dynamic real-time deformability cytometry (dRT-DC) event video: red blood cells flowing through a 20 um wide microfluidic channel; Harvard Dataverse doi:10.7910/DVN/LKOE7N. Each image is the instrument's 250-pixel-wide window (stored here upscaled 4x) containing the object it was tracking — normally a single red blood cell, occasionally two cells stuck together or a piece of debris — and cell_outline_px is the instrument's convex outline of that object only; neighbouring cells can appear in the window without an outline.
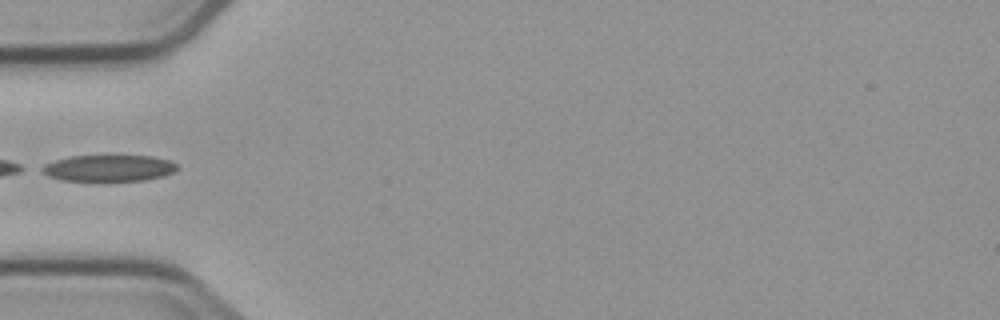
{"species": "common noctule bat (a hibernating species)", "species_latin": "Nyctalus noctula", "temperature_condition": "cold", "stored_images_in_passage": 6, "camera_frame_rate_fps": 3000, "um_per_image_px": 0.085, "animal": {"sex": "male", "body_mass_g": 23.1, "forearm_length_mm": 52.7}, "frame": {"image": 1, "passage_image": 5, "time_ms": 4.667, "image_size_px": [1000, 320], "cell_outline_px": [[180, 168], [176, 172], [164, 176], [144, 180], [100, 184], [96, 184], [60, 180], [48, 176], [36, 168], [44, 164], [56, 160], [72, 156], [152, 156], [172, 160]], "centroid_in_image_um": [9.23, 14.35], "position_along_channel_um": 75.8, "area_um2": 22.2}}
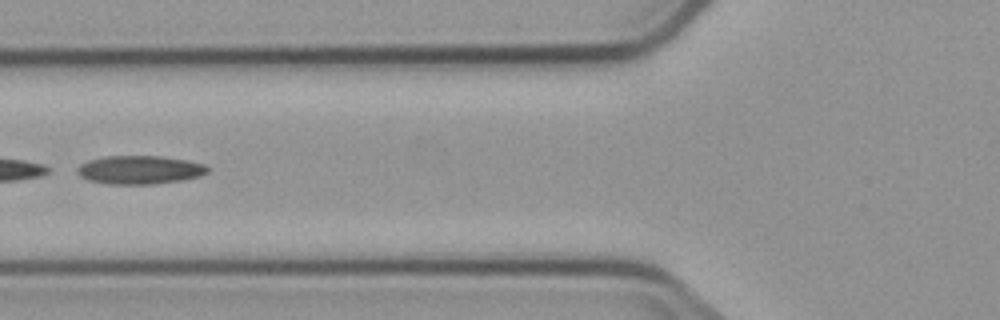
{"frame": {"image": 2, "passage_image": 6, "time_ms": 5.667, "image_size_px": [1000, 320], "cell_outline_px": [[208, 172], [200, 176], [180, 180], [156, 184], [108, 184], [88, 180], [80, 176], [76, 172], [76, 168], [80, 164], [88, 160], [104, 156], [160, 156], [184, 160], [204, 164], [208, 168]], "centroid_in_image_um": [11.82, 14.44], "position_along_channel_um": 114.0, "area_um2": 21.62}}